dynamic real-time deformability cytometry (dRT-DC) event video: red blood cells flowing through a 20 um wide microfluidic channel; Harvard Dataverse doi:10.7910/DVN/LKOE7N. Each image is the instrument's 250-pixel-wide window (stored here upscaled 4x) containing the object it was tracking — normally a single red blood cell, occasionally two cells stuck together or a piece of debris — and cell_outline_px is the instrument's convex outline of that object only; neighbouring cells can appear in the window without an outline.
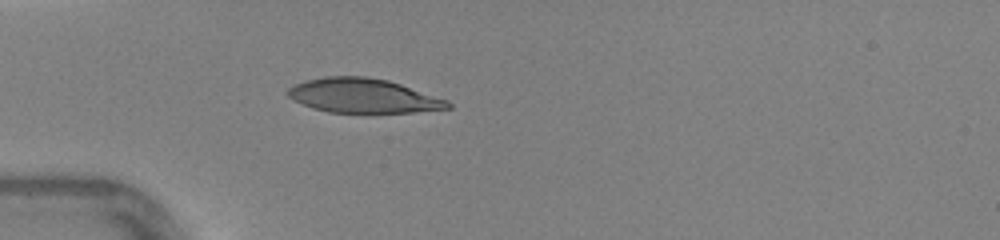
{"species": "human", "species_latin": "Homo sapiens", "temperature_condition": "warm", "stored_images_in_passage": 46, "camera_frame_rate_fps": 3000, "um_per_image_px": 0.085, "donor": {"sex": "female"}, "frame": {"image": 1, "passage_image": 14, "time_ms": 4.333, "image_size_px": [1000, 240], "cell_outline_px": [[452, 108], [412, 112], [328, 112], [312, 108], [288, 96], [284, 92], [292, 84], [324, 76], [364, 76], [388, 80], [448, 100], [452, 104]], "centroid_in_image_um": [30.85, 8.13], "position_along_channel_um": 54.1, "area_um2": 31.85}}
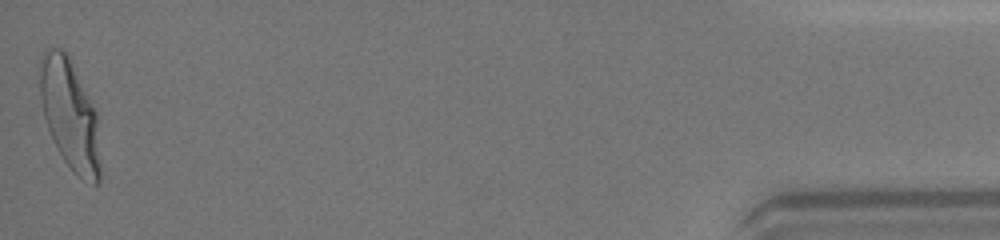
{"frame": {"image": 2, "passage_image": 46, "time_ms": 15.0, "image_size_px": [1000, 240], "cell_outline_px": [[100, 180], [96, 184], [92, 184], [76, 176], [64, 160], [48, 128], [44, 116], [40, 100], [40, 56], [44, 48], [60, 48], [68, 52], [96, 112], [100, 164]], "centroid_in_image_um": [5.92, 9.7], "position_along_channel_um": 429.3, "area_um2": 38.73}}